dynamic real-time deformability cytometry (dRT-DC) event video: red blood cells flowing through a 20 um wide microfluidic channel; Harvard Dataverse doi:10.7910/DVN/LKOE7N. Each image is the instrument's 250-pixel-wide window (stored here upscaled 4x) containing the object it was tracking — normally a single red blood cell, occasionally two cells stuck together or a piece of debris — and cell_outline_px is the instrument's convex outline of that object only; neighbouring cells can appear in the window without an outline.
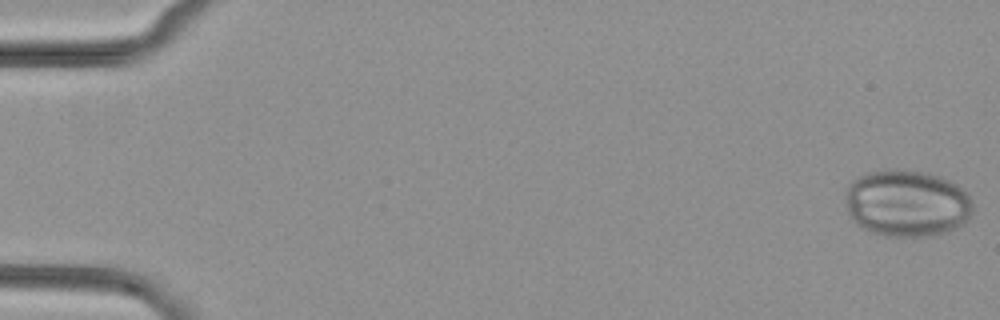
{"species": "common noctule bat (a hibernating species)", "species_latin": "Nyctalus noctula", "temperature_condition": "cold", "stored_images_in_passage": 34, "camera_frame_rate_fps": 3000, "um_per_image_px": 0.085, "animal": {"sex": "female", "body_mass_g": 29.2, "forearm_length_mm": 56.3}, "frame": {"image": 1, "passage_image": 1, "time_ms": 0.0, "image_size_px": [1000, 320], "cell_outline_px": [[972, 212], [968, 220], [964, 224], [956, 228], [932, 236], [884, 236], [860, 228], [856, 224], [848, 212], [844, 200], [848, 184], [852, 180], [868, 172], [888, 168], [896, 168], [924, 172], [948, 180], [956, 184], [972, 200]], "centroid_in_image_um": [77.05, 17.28], "position_along_channel_um": 8.0, "area_um2": 50.05}}
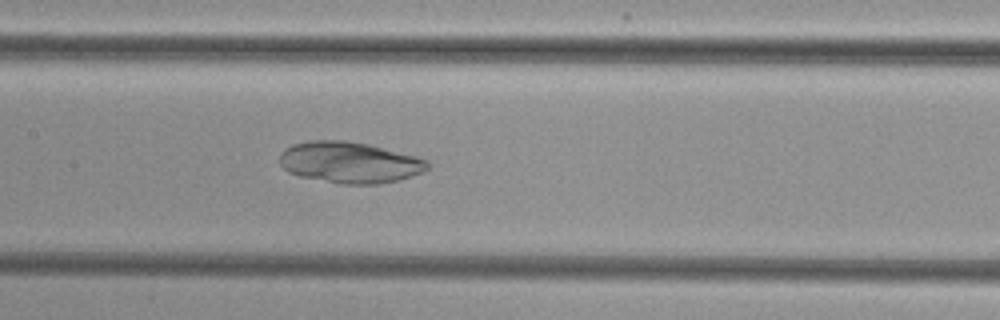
{"frame": {"image": 2, "passage_image": 26, "time_ms": 8.333, "image_size_px": [1000, 320], "cell_outline_px": [[428, 168], [424, 172], [400, 180], [380, 184], [340, 184], [300, 176], [288, 172], [280, 164], [280, 152], [284, 148], [292, 144], [312, 140], [344, 140], [368, 144], [416, 156], [428, 160]], "centroid_in_image_um": [29.72, 13.81], "position_along_channel_um": 177.7, "area_um2": 35.72}}
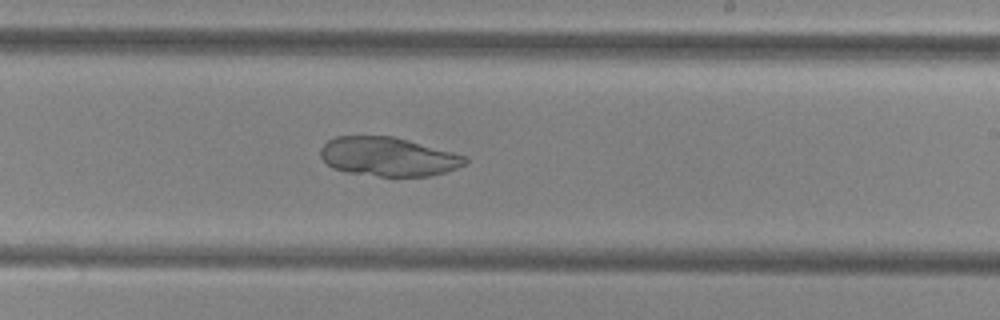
{"frame": {"image": 3, "passage_image": 32, "time_ms": 10.333, "image_size_px": [1000, 320], "cell_outline_px": [[468, 160], [464, 164], [456, 168], [444, 172], [428, 176], [380, 176], [348, 172], [332, 168], [320, 156], [320, 148], [328, 140], [336, 136], [392, 136], [408, 140], [468, 156]], "centroid_in_image_um": [32.98, 13.31], "position_along_channel_um": 256.0, "area_um2": 32.66}}